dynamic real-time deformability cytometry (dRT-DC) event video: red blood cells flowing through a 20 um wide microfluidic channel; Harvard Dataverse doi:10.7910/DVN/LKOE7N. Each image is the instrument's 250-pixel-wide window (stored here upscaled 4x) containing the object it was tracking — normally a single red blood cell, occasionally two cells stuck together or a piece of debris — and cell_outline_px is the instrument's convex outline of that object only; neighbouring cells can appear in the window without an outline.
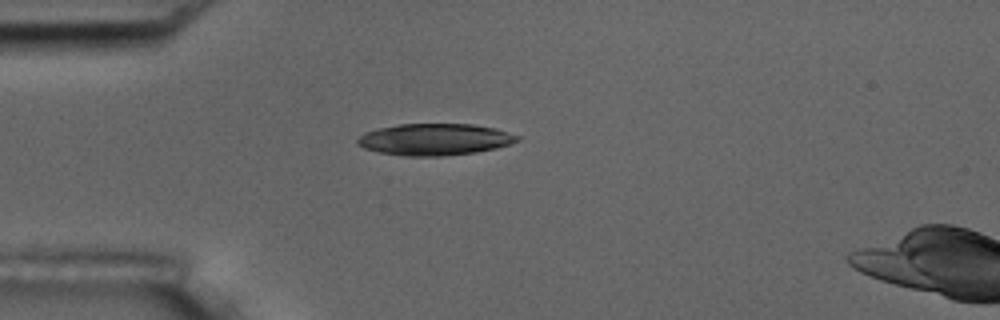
{"species": "common noctule bat (a hibernating species)", "species_latin": "Nyctalus noctula", "temperature_condition": "room temperature", "stored_images_in_passage": 2, "camera_frame_rate_fps": 3000, "um_per_image_px": 0.085, "animal": {"sex": "male", "body_mass_g": 17.5, "forearm_length_mm": 52.3}, "frame": {"image": 1, "passage_image": 1, "time_ms": 0.0, "image_size_px": [1000, 320], "cell_outline_px": [[520, 140], [512, 144], [496, 148], [476, 152], [444, 156], [404, 156], [380, 152], [364, 148], [356, 140], [364, 132], [380, 128], [400, 124], [472, 124], [496, 128], [520, 136]], "centroid_in_image_um": [37.0, 11.85], "position_along_channel_um": 48.0, "area_um2": 29.48}}